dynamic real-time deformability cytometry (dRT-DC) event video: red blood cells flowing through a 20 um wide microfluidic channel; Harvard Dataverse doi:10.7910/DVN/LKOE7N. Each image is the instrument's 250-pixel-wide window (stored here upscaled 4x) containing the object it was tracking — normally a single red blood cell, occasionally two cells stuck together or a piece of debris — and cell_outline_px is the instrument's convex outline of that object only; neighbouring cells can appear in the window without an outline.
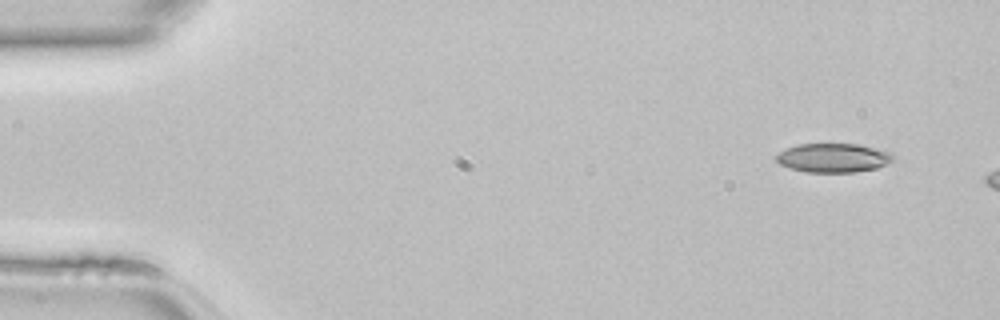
{"species": "common noctule bat (a hibernating species)", "species_latin": "Nyctalus noctula", "temperature_condition": "room temperature", "stored_images_in_passage": 8, "camera_frame_rate_fps": 3000, "um_per_image_px": 0.085, "animal": {"sex": "female", "body_mass_g": 22.7, "forearm_length_mm": 54.2}, "frame": {"image": 1, "passage_image": 1, "time_ms": 0.0, "image_size_px": [1000, 320], "cell_outline_px": [[896, 156], [892, 160], [876, 168], [856, 172], [808, 172], [792, 168], [780, 164], [776, 160], [776, 156], [780, 152], [796, 144], [856, 144], [892, 152]], "centroid_in_image_um": [70.85, 13.41], "position_along_channel_um": 14.2, "area_um2": 19.54}}